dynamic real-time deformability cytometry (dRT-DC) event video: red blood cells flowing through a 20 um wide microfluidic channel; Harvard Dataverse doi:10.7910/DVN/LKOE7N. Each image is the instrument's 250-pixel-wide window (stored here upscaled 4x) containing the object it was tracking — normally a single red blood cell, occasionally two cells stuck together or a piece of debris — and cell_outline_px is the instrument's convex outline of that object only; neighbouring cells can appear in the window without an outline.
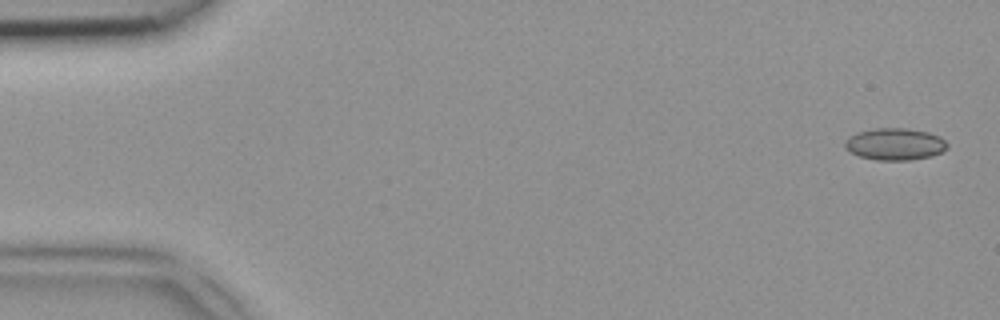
{"species": "common noctule bat (a hibernating species)", "species_latin": "Nyctalus noctula", "temperature_condition": "room temperature", "stored_images_in_passage": 48, "camera_frame_rate_fps": 3000, "um_per_image_px": 0.085, "animal": {"sex": "female", "body_mass_g": 18.4}, "frame": {"image": 1, "passage_image": 2, "time_ms": 0.333, "image_size_px": [1000, 320], "cell_outline_px": [[948, 148], [944, 152], [932, 156], [912, 160], [876, 160], [860, 156], [844, 148], [844, 144], [848, 136], [856, 132], [876, 128], [908, 128], [928, 132], [940, 136], [948, 144]], "centroid_in_image_um": [76.1, 12.25], "position_along_channel_um": 8.9, "area_um2": 19.31}}
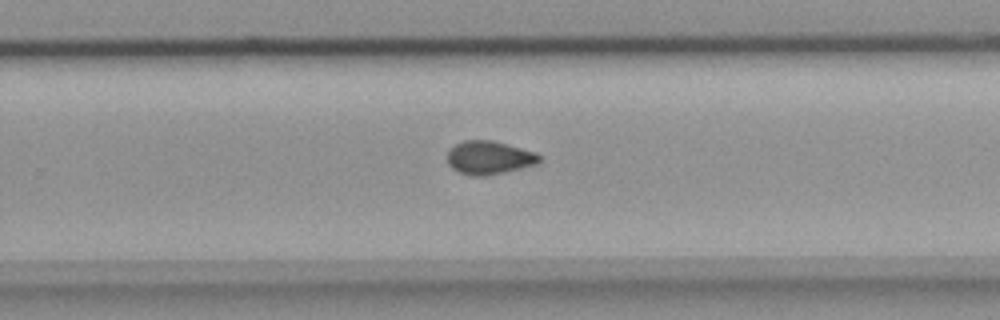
{"frame": {"image": 2, "passage_image": 31, "time_ms": 10.0, "image_size_px": [1000, 320], "cell_outline_px": [[540, 160], [536, 164], [484, 176], [476, 176], [460, 172], [452, 168], [448, 164], [448, 152], [456, 144], [464, 140], [492, 140], [536, 152], [540, 156]], "centroid_in_image_um": [41.57, 13.38], "position_along_channel_um": 288.2, "area_um2": 17.51}}
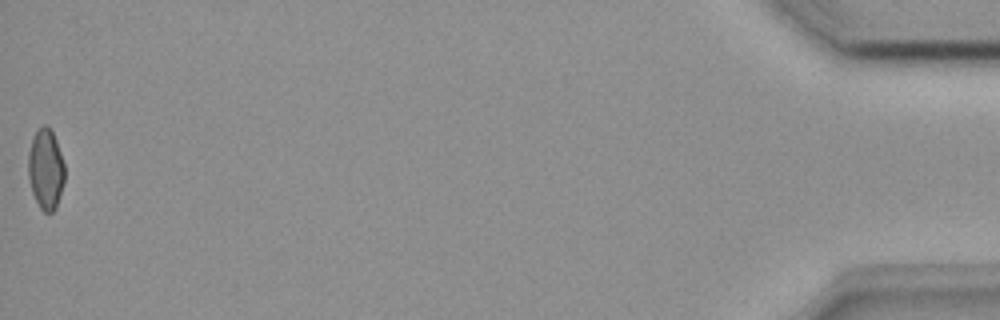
{"frame": {"image": 3, "passage_image": 48, "time_ms": 15.667, "image_size_px": [1000, 320], "cell_outline_px": [[64, 180], [56, 208], [52, 212], [44, 212], [40, 208], [32, 192], [28, 176], [28, 152], [32, 140], [36, 132], [44, 124], [48, 124], [56, 140], [64, 164]], "centroid_in_image_um": [3.88, 14.38], "position_along_channel_um": 431.3, "area_um2": 16.94}}